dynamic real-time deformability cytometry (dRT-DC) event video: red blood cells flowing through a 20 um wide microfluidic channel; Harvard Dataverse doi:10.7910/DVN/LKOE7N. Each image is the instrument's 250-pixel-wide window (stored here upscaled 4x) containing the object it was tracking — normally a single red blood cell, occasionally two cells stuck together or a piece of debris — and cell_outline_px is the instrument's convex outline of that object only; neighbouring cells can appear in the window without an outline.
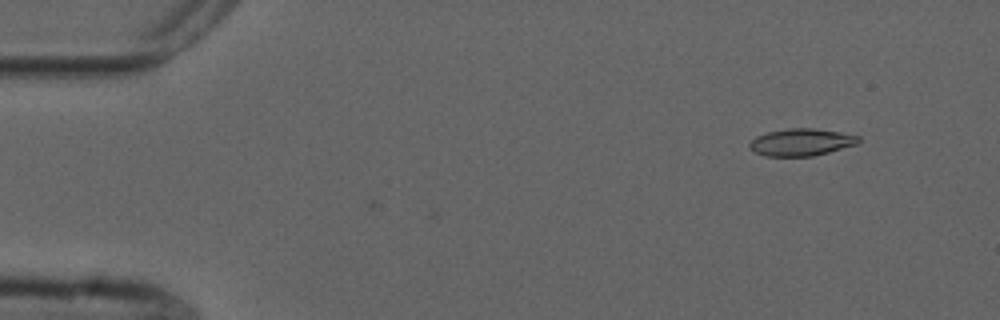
{"species": "common noctule bat (a hibernating species)", "species_latin": "Nyctalus noctula", "temperature_condition": "cold", "stored_images_in_passage": 3, "camera_frame_rate_fps": 3000, "um_per_image_px": 0.085, "animal": {"sex": "male", "forearm_length_mm": 52.5}, "frame": {"image": 1, "passage_image": 1, "time_ms": 0.0, "image_size_px": [1000, 320], "cell_outline_px": [[860, 144], [812, 156], [764, 156], [748, 148], [748, 144], [756, 136], [768, 132], [788, 128], [812, 128], [840, 132], [860, 136]], "centroid_in_image_um": [68.12, 12.09], "position_along_channel_um": 16.9, "area_um2": 17.34}}